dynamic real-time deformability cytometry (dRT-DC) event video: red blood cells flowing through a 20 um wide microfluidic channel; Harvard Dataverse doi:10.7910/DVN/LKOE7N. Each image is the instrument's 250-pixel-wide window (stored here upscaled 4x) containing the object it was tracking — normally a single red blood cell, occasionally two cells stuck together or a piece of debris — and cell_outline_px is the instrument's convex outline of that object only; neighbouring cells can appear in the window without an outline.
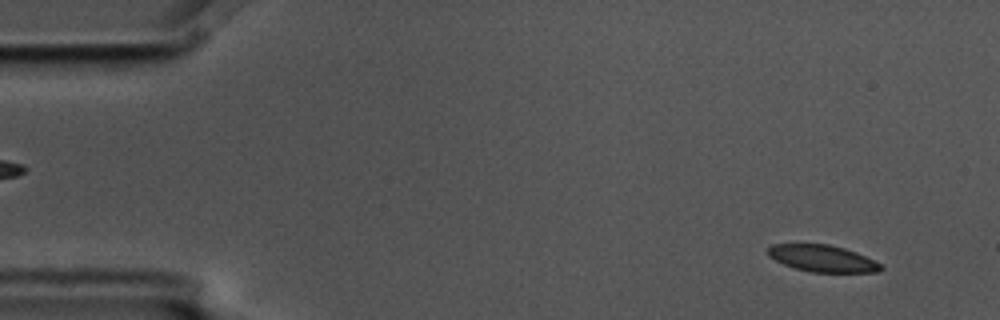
{"species": "common noctule bat (a hibernating species)", "species_latin": "Nyctalus noctula", "temperature_condition": "cold", "stored_images_in_passage": 14, "camera_frame_rate_fps": 3000, "um_per_image_px": 0.085, "animal": {"sex": "male", "body_mass_g": 17.5, "forearm_length_mm": 52.3}, "frame": {"image": 1, "passage_image": 1, "time_ms": 0.0, "image_size_px": [1000, 320], "cell_outline_px": [[884, 268], [880, 272], [812, 272], [796, 268], [784, 264], [768, 256], [768, 248], [772, 244], [828, 244], [844, 248], [856, 252], [884, 264]], "centroid_in_image_um": [69.97, 21.97], "position_along_channel_um": 15.0, "area_um2": 17.63}}
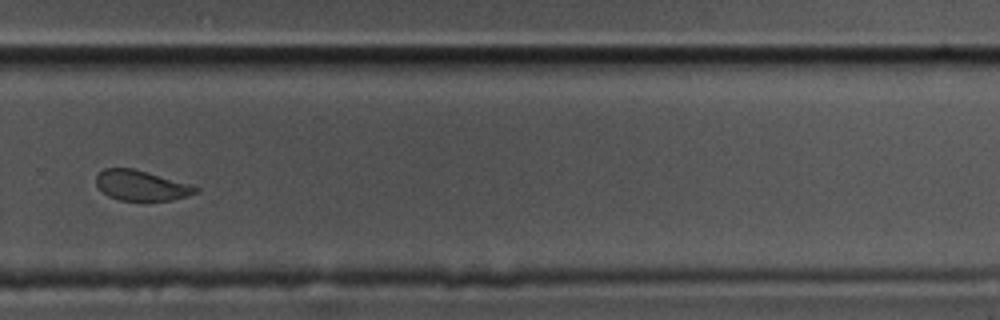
{"frame": {"image": 2, "passage_image": 10, "time_ms": 3.0, "image_size_px": [1000, 320], "cell_outline_px": [[200, 192], [188, 196], [172, 200], [144, 204], [120, 200], [108, 196], [96, 184], [96, 176], [104, 168], [132, 168], [192, 184], [200, 188]], "centroid_in_image_um": [12.07, 15.82], "position_along_channel_um": 317.7, "area_um2": 18.26}}
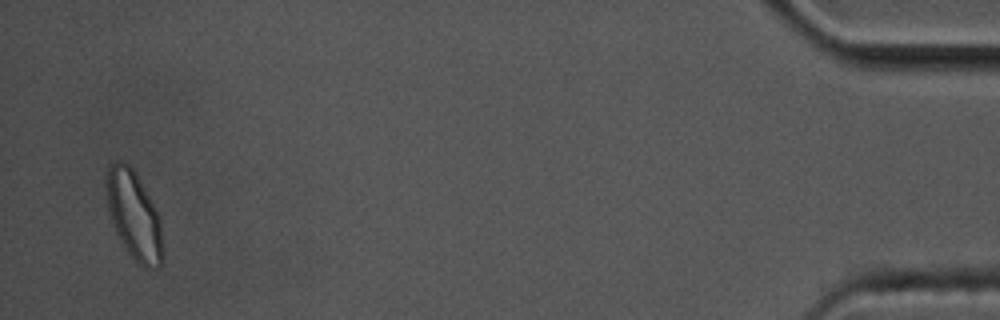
{"frame": {"image": 3, "passage_image": 14, "time_ms": 4.333, "image_size_px": [1000, 320], "cell_outline_px": [[164, 264], [160, 268], [144, 268], [124, 248], [112, 224], [108, 208], [108, 164], [116, 160], [124, 160], [132, 168], [140, 180], [156, 208], [160, 220], [164, 252]], "centroid_in_image_um": [11.44, 18.36], "position_along_channel_um": 423.8, "area_um2": 29.07}}